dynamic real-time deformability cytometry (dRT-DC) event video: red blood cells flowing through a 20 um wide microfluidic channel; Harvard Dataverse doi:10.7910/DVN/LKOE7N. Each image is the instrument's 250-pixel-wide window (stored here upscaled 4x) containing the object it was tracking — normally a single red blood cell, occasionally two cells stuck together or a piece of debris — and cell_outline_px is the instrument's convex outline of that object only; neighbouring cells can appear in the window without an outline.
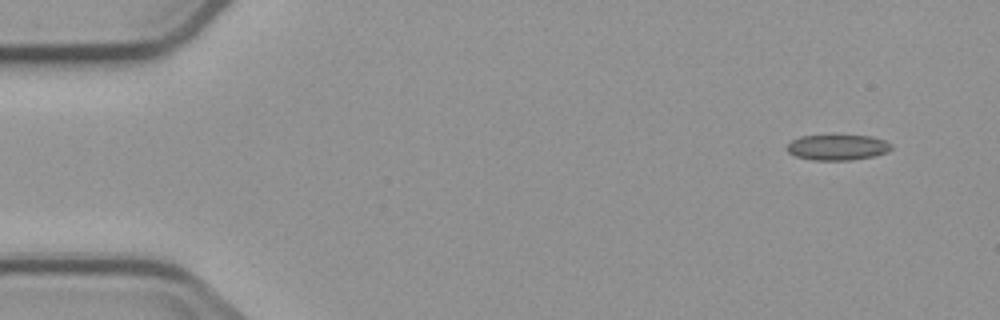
{"species": "common noctule bat (a hibernating species)", "species_latin": "Nyctalus noctula", "temperature_condition": "cold", "stored_images_in_passage": 5, "camera_frame_rate_fps": 3000, "um_per_image_px": 0.085, "animal": {"sex": "male", "body_mass_g": 23.1, "forearm_length_mm": 52.7}, "frame": {"image": 1, "passage_image": 1, "time_ms": 0.0, "image_size_px": [1000, 320], "cell_outline_px": [[892, 148], [888, 152], [876, 156], [852, 160], [816, 160], [796, 156], [788, 152], [784, 148], [792, 140], [800, 136], [872, 136], [884, 140], [892, 144]], "centroid_in_image_um": [71.21, 12.53], "position_along_channel_um": 13.8, "area_um2": 15.55}}